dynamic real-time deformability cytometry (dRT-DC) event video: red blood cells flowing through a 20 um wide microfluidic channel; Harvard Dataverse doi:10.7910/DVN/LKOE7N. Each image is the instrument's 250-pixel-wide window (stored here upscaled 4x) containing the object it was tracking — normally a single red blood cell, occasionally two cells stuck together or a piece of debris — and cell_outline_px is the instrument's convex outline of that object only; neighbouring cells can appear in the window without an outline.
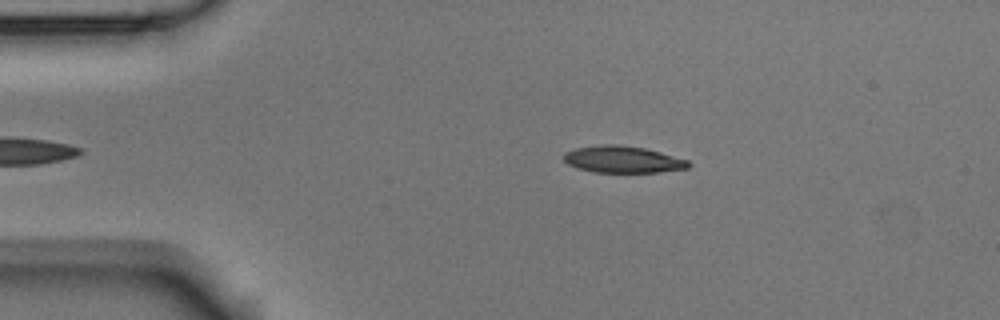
{"species": "Egyptian fruit bat (a non-hibernating species)", "species_latin": "Rousettus aegyptiacus", "temperature_condition": "room temperature", "stored_images_in_passage": 2, "camera_frame_rate_fps": 3000, "um_per_image_px": 0.085, "animal": {"sex": "male"}, "frame": {"image": 1, "passage_image": 1, "time_ms": 0.0, "image_size_px": [1000, 320], "cell_outline_px": [[692, 164], [688, 168], [656, 172], [596, 172], [580, 168], [568, 164], [560, 156], [564, 152], [576, 148], [600, 144], [616, 144], [644, 148], [660, 152], [688, 160]], "centroid_in_image_um": [52.91, 13.54], "position_along_channel_um": 32.1, "area_um2": 19.42}}